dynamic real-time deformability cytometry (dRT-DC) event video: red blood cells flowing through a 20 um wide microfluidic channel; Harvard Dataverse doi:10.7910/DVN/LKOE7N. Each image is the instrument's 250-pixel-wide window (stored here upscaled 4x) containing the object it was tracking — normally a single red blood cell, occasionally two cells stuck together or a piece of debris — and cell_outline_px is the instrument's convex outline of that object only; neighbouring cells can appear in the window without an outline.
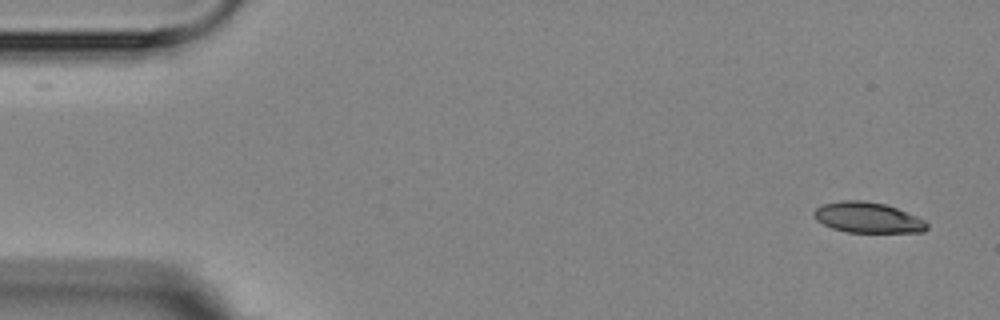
{"species": "Egyptian fruit bat (a non-hibernating species)", "species_latin": "Rousettus aegyptiacus", "temperature_condition": "room temperature", "stored_images_in_passage": 2, "camera_frame_rate_fps": 3000, "um_per_image_px": 0.085, "animal": {"sex": "female"}, "frame": {"image": 1, "passage_image": 2, "time_ms": 1.0, "image_size_px": [1000, 320], "cell_outline_px": [[928, 228], [924, 232], [848, 232], [832, 228], [816, 220], [812, 212], [816, 208], [824, 204], [840, 200], [864, 200], [884, 204], [896, 208], [916, 216], [924, 220], [928, 224]], "centroid_in_image_um": [73.75, 18.49], "position_along_channel_um": 11.3, "area_um2": 20.06}}